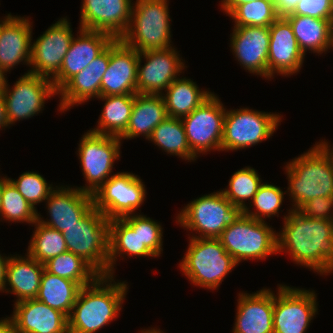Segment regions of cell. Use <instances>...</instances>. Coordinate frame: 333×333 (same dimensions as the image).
Segmentation results:
<instances>
[{
	"mask_svg": "<svg viewBox=\"0 0 333 333\" xmlns=\"http://www.w3.org/2000/svg\"><path fill=\"white\" fill-rule=\"evenodd\" d=\"M277 231V253L323 277L333 273V221L310 218L287 209Z\"/></svg>",
	"mask_w": 333,
	"mask_h": 333,
	"instance_id": "cell-1",
	"label": "cell"
},
{
	"mask_svg": "<svg viewBox=\"0 0 333 333\" xmlns=\"http://www.w3.org/2000/svg\"><path fill=\"white\" fill-rule=\"evenodd\" d=\"M115 279V276L99 275L80 289L68 317L69 333H97L116 321L129 286L128 282Z\"/></svg>",
	"mask_w": 333,
	"mask_h": 333,
	"instance_id": "cell-2",
	"label": "cell"
},
{
	"mask_svg": "<svg viewBox=\"0 0 333 333\" xmlns=\"http://www.w3.org/2000/svg\"><path fill=\"white\" fill-rule=\"evenodd\" d=\"M284 167L292 210H298L313 198L333 197L331 152L320 141L286 162Z\"/></svg>",
	"mask_w": 333,
	"mask_h": 333,
	"instance_id": "cell-3",
	"label": "cell"
},
{
	"mask_svg": "<svg viewBox=\"0 0 333 333\" xmlns=\"http://www.w3.org/2000/svg\"><path fill=\"white\" fill-rule=\"evenodd\" d=\"M188 247L178 268L199 288L217 290L237 263L218 238L188 237Z\"/></svg>",
	"mask_w": 333,
	"mask_h": 333,
	"instance_id": "cell-4",
	"label": "cell"
},
{
	"mask_svg": "<svg viewBox=\"0 0 333 333\" xmlns=\"http://www.w3.org/2000/svg\"><path fill=\"white\" fill-rule=\"evenodd\" d=\"M169 11V0L133 1L130 25L120 39L139 53L173 47Z\"/></svg>",
	"mask_w": 333,
	"mask_h": 333,
	"instance_id": "cell-5",
	"label": "cell"
},
{
	"mask_svg": "<svg viewBox=\"0 0 333 333\" xmlns=\"http://www.w3.org/2000/svg\"><path fill=\"white\" fill-rule=\"evenodd\" d=\"M268 224L239 212L218 239L238 266L248 260H264L278 254L277 232Z\"/></svg>",
	"mask_w": 333,
	"mask_h": 333,
	"instance_id": "cell-6",
	"label": "cell"
},
{
	"mask_svg": "<svg viewBox=\"0 0 333 333\" xmlns=\"http://www.w3.org/2000/svg\"><path fill=\"white\" fill-rule=\"evenodd\" d=\"M110 220L94 206L63 233L67 250L81 257L99 275H109Z\"/></svg>",
	"mask_w": 333,
	"mask_h": 333,
	"instance_id": "cell-7",
	"label": "cell"
},
{
	"mask_svg": "<svg viewBox=\"0 0 333 333\" xmlns=\"http://www.w3.org/2000/svg\"><path fill=\"white\" fill-rule=\"evenodd\" d=\"M180 210L175 222L193 238H218L240 212L220 190L197 197Z\"/></svg>",
	"mask_w": 333,
	"mask_h": 333,
	"instance_id": "cell-8",
	"label": "cell"
},
{
	"mask_svg": "<svg viewBox=\"0 0 333 333\" xmlns=\"http://www.w3.org/2000/svg\"><path fill=\"white\" fill-rule=\"evenodd\" d=\"M282 117L278 112H263L249 107L226 108L221 152L250 148L272 138L281 125Z\"/></svg>",
	"mask_w": 333,
	"mask_h": 333,
	"instance_id": "cell-9",
	"label": "cell"
},
{
	"mask_svg": "<svg viewBox=\"0 0 333 333\" xmlns=\"http://www.w3.org/2000/svg\"><path fill=\"white\" fill-rule=\"evenodd\" d=\"M121 145L122 141L117 136L90 130L85 132L79 140L77 156L86 184L76 188L93 194L114 175V163L121 158Z\"/></svg>",
	"mask_w": 333,
	"mask_h": 333,
	"instance_id": "cell-10",
	"label": "cell"
},
{
	"mask_svg": "<svg viewBox=\"0 0 333 333\" xmlns=\"http://www.w3.org/2000/svg\"><path fill=\"white\" fill-rule=\"evenodd\" d=\"M131 172H116L95 193L93 205L107 219H119L138 214L136 210L146 200V185Z\"/></svg>",
	"mask_w": 333,
	"mask_h": 333,
	"instance_id": "cell-11",
	"label": "cell"
},
{
	"mask_svg": "<svg viewBox=\"0 0 333 333\" xmlns=\"http://www.w3.org/2000/svg\"><path fill=\"white\" fill-rule=\"evenodd\" d=\"M315 290L277 285L274 293V333H306L318 314Z\"/></svg>",
	"mask_w": 333,
	"mask_h": 333,
	"instance_id": "cell-12",
	"label": "cell"
},
{
	"mask_svg": "<svg viewBox=\"0 0 333 333\" xmlns=\"http://www.w3.org/2000/svg\"><path fill=\"white\" fill-rule=\"evenodd\" d=\"M226 107L213 93L189 115L181 118L188 145L198 158L212 150L221 151Z\"/></svg>",
	"mask_w": 333,
	"mask_h": 333,
	"instance_id": "cell-13",
	"label": "cell"
},
{
	"mask_svg": "<svg viewBox=\"0 0 333 333\" xmlns=\"http://www.w3.org/2000/svg\"><path fill=\"white\" fill-rule=\"evenodd\" d=\"M2 93L9 127L20 120L39 115L46 101L58 95L52 80L29 72L21 75L11 87L7 82Z\"/></svg>",
	"mask_w": 333,
	"mask_h": 333,
	"instance_id": "cell-14",
	"label": "cell"
},
{
	"mask_svg": "<svg viewBox=\"0 0 333 333\" xmlns=\"http://www.w3.org/2000/svg\"><path fill=\"white\" fill-rule=\"evenodd\" d=\"M68 17H62L43 34L32 39L27 72L52 80L60 71L64 57L75 36ZM34 41V42H33Z\"/></svg>",
	"mask_w": 333,
	"mask_h": 333,
	"instance_id": "cell-15",
	"label": "cell"
},
{
	"mask_svg": "<svg viewBox=\"0 0 333 333\" xmlns=\"http://www.w3.org/2000/svg\"><path fill=\"white\" fill-rule=\"evenodd\" d=\"M179 53L175 46L140 52L137 64V93L162 94L179 78L187 68Z\"/></svg>",
	"mask_w": 333,
	"mask_h": 333,
	"instance_id": "cell-16",
	"label": "cell"
},
{
	"mask_svg": "<svg viewBox=\"0 0 333 333\" xmlns=\"http://www.w3.org/2000/svg\"><path fill=\"white\" fill-rule=\"evenodd\" d=\"M230 49L246 72L268 80L269 27H233Z\"/></svg>",
	"mask_w": 333,
	"mask_h": 333,
	"instance_id": "cell-17",
	"label": "cell"
},
{
	"mask_svg": "<svg viewBox=\"0 0 333 333\" xmlns=\"http://www.w3.org/2000/svg\"><path fill=\"white\" fill-rule=\"evenodd\" d=\"M133 0H82L79 27L120 39L131 21Z\"/></svg>",
	"mask_w": 333,
	"mask_h": 333,
	"instance_id": "cell-18",
	"label": "cell"
},
{
	"mask_svg": "<svg viewBox=\"0 0 333 333\" xmlns=\"http://www.w3.org/2000/svg\"><path fill=\"white\" fill-rule=\"evenodd\" d=\"M49 219L38 212L37 220L53 229L63 232L77 222L94 206L92 194L71 185H57L44 202Z\"/></svg>",
	"mask_w": 333,
	"mask_h": 333,
	"instance_id": "cell-19",
	"label": "cell"
},
{
	"mask_svg": "<svg viewBox=\"0 0 333 333\" xmlns=\"http://www.w3.org/2000/svg\"><path fill=\"white\" fill-rule=\"evenodd\" d=\"M268 53V80L275 75L290 77L303 67L305 56L301 52L293 29L285 17H279L270 27Z\"/></svg>",
	"mask_w": 333,
	"mask_h": 333,
	"instance_id": "cell-20",
	"label": "cell"
},
{
	"mask_svg": "<svg viewBox=\"0 0 333 333\" xmlns=\"http://www.w3.org/2000/svg\"><path fill=\"white\" fill-rule=\"evenodd\" d=\"M110 45L96 57L85 69L70 78L59 90L57 110L64 113L101 96V80L108 69Z\"/></svg>",
	"mask_w": 333,
	"mask_h": 333,
	"instance_id": "cell-21",
	"label": "cell"
},
{
	"mask_svg": "<svg viewBox=\"0 0 333 333\" xmlns=\"http://www.w3.org/2000/svg\"><path fill=\"white\" fill-rule=\"evenodd\" d=\"M274 292L266 287L252 293L240 291L232 333H274Z\"/></svg>",
	"mask_w": 333,
	"mask_h": 333,
	"instance_id": "cell-22",
	"label": "cell"
},
{
	"mask_svg": "<svg viewBox=\"0 0 333 333\" xmlns=\"http://www.w3.org/2000/svg\"><path fill=\"white\" fill-rule=\"evenodd\" d=\"M73 37L59 73L52 79L58 91L70 78L85 69L114 40L105 32L81 29ZM79 34V35H78Z\"/></svg>",
	"mask_w": 333,
	"mask_h": 333,
	"instance_id": "cell-23",
	"label": "cell"
},
{
	"mask_svg": "<svg viewBox=\"0 0 333 333\" xmlns=\"http://www.w3.org/2000/svg\"><path fill=\"white\" fill-rule=\"evenodd\" d=\"M139 52L121 39L110 44V61L101 80V96L137 93Z\"/></svg>",
	"mask_w": 333,
	"mask_h": 333,
	"instance_id": "cell-24",
	"label": "cell"
},
{
	"mask_svg": "<svg viewBox=\"0 0 333 333\" xmlns=\"http://www.w3.org/2000/svg\"><path fill=\"white\" fill-rule=\"evenodd\" d=\"M13 306L10 316L16 333H69L68 317L36 298L19 301Z\"/></svg>",
	"mask_w": 333,
	"mask_h": 333,
	"instance_id": "cell-25",
	"label": "cell"
},
{
	"mask_svg": "<svg viewBox=\"0 0 333 333\" xmlns=\"http://www.w3.org/2000/svg\"><path fill=\"white\" fill-rule=\"evenodd\" d=\"M26 16L13 15L0 34V66L8 73L20 64L29 67L33 23Z\"/></svg>",
	"mask_w": 333,
	"mask_h": 333,
	"instance_id": "cell-26",
	"label": "cell"
},
{
	"mask_svg": "<svg viewBox=\"0 0 333 333\" xmlns=\"http://www.w3.org/2000/svg\"><path fill=\"white\" fill-rule=\"evenodd\" d=\"M133 256L139 258H155L156 256L141 242L139 238V212L109 223V276L115 275L117 260ZM115 267V268H114Z\"/></svg>",
	"mask_w": 333,
	"mask_h": 333,
	"instance_id": "cell-27",
	"label": "cell"
},
{
	"mask_svg": "<svg viewBox=\"0 0 333 333\" xmlns=\"http://www.w3.org/2000/svg\"><path fill=\"white\" fill-rule=\"evenodd\" d=\"M44 269V264L28 253L24 256L11 254L3 293H12L16 297L14 303L36 298Z\"/></svg>",
	"mask_w": 333,
	"mask_h": 333,
	"instance_id": "cell-28",
	"label": "cell"
},
{
	"mask_svg": "<svg viewBox=\"0 0 333 333\" xmlns=\"http://www.w3.org/2000/svg\"><path fill=\"white\" fill-rule=\"evenodd\" d=\"M167 117L162 94L136 93L126 131L119 139L131 140L142 135L147 140L153 130Z\"/></svg>",
	"mask_w": 333,
	"mask_h": 333,
	"instance_id": "cell-29",
	"label": "cell"
},
{
	"mask_svg": "<svg viewBox=\"0 0 333 333\" xmlns=\"http://www.w3.org/2000/svg\"><path fill=\"white\" fill-rule=\"evenodd\" d=\"M301 52L322 55L333 46V20L302 15H287Z\"/></svg>",
	"mask_w": 333,
	"mask_h": 333,
	"instance_id": "cell-30",
	"label": "cell"
},
{
	"mask_svg": "<svg viewBox=\"0 0 333 333\" xmlns=\"http://www.w3.org/2000/svg\"><path fill=\"white\" fill-rule=\"evenodd\" d=\"M214 91L200 89L193 79L180 76L162 93L168 117L183 118L193 112Z\"/></svg>",
	"mask_w": 333,
	"mask_h": 333,
	"instance_id": "cell-31",
	"label": "cell"
},
{
	"mask_svg": "<svg viewBox=\"0 0 333 333\" xmlns=\"http://www.w3.org/2000/svg\"><path fill=\"white\" fill-rule=\"evenodd\" d=\"M135 94L100 96L104 105L97 121L90 131L98 134L120 137L127 128Z\"/></svg>",
	"mask_w": 333,
	"mask_h": 333,
	"instance_id": "cell-32",
	"label": "cell"
},
{
	"mask_svg": "<svg viewBox=\"0 0 333 333\" xmlns=\"http://www.w3.org/2000/svg\"><path fill=\"white\" fill-rule=\"evenodd\" d=\"M81 288L77 282L53 275L44 269L36 299L69 317Z\"/></svg>",
	"mask_w": 333,
	"mask_h": 333,
	"instance_id": "cell-33",
	"label": "cell"
},
{
	"mask_svg": "<svg viewBox=\"0 0 333 333\" xmlns=\"http://www.w3.org/2000/svg\"><path fill=\"white\" fill-rule=\"evenodd\" d=\"M147 140L170 156H178L177 158L188 162H194L198 159L188 145L180 118L167 117L153 130Z\"/></svg>",
	"mask_w": 333,
	"mask_h": 333,
	"instance_id": "cell-34",
	"label": "cell"
},
{
	"mask_svg": "<svg viewBox=\"0 0 333 333\" xmlns=\"http://www.w3.org/2000/svg\"><path fill=\"white\" fill-rule=\"evenodd\" d=\"M32 226L34 227L33 235L26 249L32 258L44 264L49 259L68 251L62 232L38 220Z\"/></svg>",
	"mask_w": 333,
	"mask_h": 333,
	"instance_id": "cell-35",
	"label": "cell"
},
{
	"mask_svg": "<svg viewBox=\"0 0 333 333\" xmlns=\"http://www.w3.org/2000/svg\"><path fill=\"white\" fill-rule=\"evenodd\" d=\"M53 275L77 282L81 287L91 284L99 274L81 257L66 251L44 263Z\"/></svg>",
	"mask_w": 333,
	"mask_h": 333,
	"instance_id": "cell-36",
	"label": "cell"
},
{
	"mask_svg": "<svg viewBox=\"0 0 333 333\" xmlns=\"http://www.w3.org/2000/svg\"><path fill=\"white\" fill-rule=\"evenodd\" d=\"M262 183L258 171L250 166H245L235 171L229 179L228 186L220 191L242 212L248 206V202L252 201ZM247 200L248 202H246Z\"/></svg>",
	"mask_w": 333,
	"mask_h": 333,
	"instance_id": "cell-37",
	"label": "cell"
},
{
	"mask_svg": "<svg viewBox=\"0 0 333 333\" xmlns=\"http://www.w3.org/2000/svg\"><path fill=\"white\" fill-rule=\"evenodd\" d=\"M285 194H287V191H282L280 186L263 182L252 201L248 203L249 206H246L242 212L251 218L265 222L266 218L279 217Z\"/></svg>",
	"mask_w": 333,
	"mask_h": 333,
	"instance_id": "cell-38",
	"label": "cell"
},
{
	"mask_svg": "<svg viewBox=\"0 0 333 333\" xmlns=\"http://www.w3.org/2000/svg\"><path fill=\"white\" fill-rule=\"evenodd\" d=\"M37 218L38 210L33 208L8 180L2 190L0 221L33 225Z\"/></svg>",
	"mask_w": 333,
	"mask_h": 333,
	"instance_id": "cell-39",
	"label": "cell"
},
{
	"mask_svg": "<svg viewBox=\"0 0 333 333\" xmlns=\"http://www.w3.org/2000/svg\"><path fill=\"white\" fill-rule=\"evenodd\" d=\"M229 17L233 27H270L278 18L273 0H258L239 5Z\"/></svg>",
	"mask_w": 333,
	"mask_h": 333,
	"instance_id": "cell-40",
	"label": "cell"
},
{
	"mask_svg": "<svg viewBox=\"0 0 333 333\" xmlns=\"http://www.w3.org/2000/svg\"><path fill=\"white\" fill-rule=\"evenodd\" d=\"M14 185L25 200L37 210V206L45 202L51 192L57 187L46 179L37 171H25L19 175L18 179L7 177Z\"/></svg>",
	"mask_w": 333,
	"mask_h": 333,
	"instance_id": "cell-41",
	"label": "cell"
},
{
	"mask_svg": "<svg viewBox=\"0 0 333 333\" xmlns=\"http://www.w3.org/2000/svg\"><path fill=\"white\" fill-rule=\"evenodd\" d=\"M163 233L161 223L139 213V238L156 258L163 253Z\"/></svg>",
	"mask_w": 333,
	"mask_h": 333,
	"instance_id": "cell-42",
	"label": "cell"
},
{
	"mask_svg": "<svg viewBox=\"0 0 333 333\" xmlns=\"http://www.w3.org/2000/svg\"><path fill=\"white\" fill-rule=\"evenodd\" d=\"M289 15L333 20V0H300L294 12Z\"/></svg>",
	"mask_w": 333,
	"mask_h": 333,
	"instance_id": "cell-43",
	"label": "cell"
},
{
	"mask_svg": "<svg viewBox=\"0 0 333 333\" xmlns=\"http://www.w3.org/2000/svg\"><path fill=\"white\" fill-rule=\"evenodd\" d=\"M298 211L307 217L333 221V197H317L303 204Z\"/></svg>",
	"mask_w": 333,
	"mask_h": 333,
	"instance_id": "cell-44",
	"label": "cell"
},
{
	"mask_svg": "<svg viewBox=\"0 0 333 333\" xmlns=\"http://www.w3.org/2000/svg\"><path fill=\"white\" fill-rule=\"evenodd\" d=\"M300 0H273L276 12L279 17L292 14Z\"/></svg>",
	"mask_w": 333,
	"mask_h": 333,
	"instance_id": "cell-45",
	"label": "cell"
},
{
	"mask_svg": "<svg viewBox=\"0 0 333 333\" xmlns=\"http://www.w3.org/2000/svg\"><path fill=\"white\" fill-rule=\"evenodd\" d=\"M253 1L258 0H221L219 1V3H221L219 6H221V10L229 16L239 5Z\"/></svg>",
	"mask_w": 333,
	"mask_h": 333,
	"instance_id": "cell-46",
	"label": "cell"
},
{
	"mask_svg": "<svg viewBox=\"0 0 333 333\" xmlns=\"http://www.w3.org/2000/svg\"><path fill=\"white\" fill-rule=\"evenodd\" d=\"M11 254L6 256V254L0 253V293H3V289L6 283L7 266L10 260Z\"/></svg>",
	"mask_w": 333,
	"mask_h": 333,
	"instance_id": "cell-47",
	"label": "cell"
},
{
	"mask_svg": "<svg viewBox=\"0 0 333 333\" xmlns=\"http://www.w3.org/2000/svg\"><path fill=\"white\" fill-rule=\"evenodd\" d=\"M6 128H10L9 121L7 118L6 106H5V100L3 97V93H0V131L6 130Z\"/></svg>",
	"mask_w": 333,
	"mask_h": 333,
	"instance_id": "cell-48",
	"label": "cell"
},
{
	"mask_svg": "<svg viewBox=\"0 0 333 333\" xmlns=\"http://www.w3.org/2000/svg\"><path fill=\"white\" fill-rule=\"evenodd\" d=\"M0 333H16L11 316L0 318Z\"/></svg>",
	"mask_w": 333,
	"mask_h": 333,
	"instance_id": "cell-49",
	"label": "cell"
},
{
	"mask_svg": "<svg viewBox=\"0 0 333 333\" xmlns=\"http://www.w3.org/2000/svg\"><path fill=\"white\" fill-rule=\"evenodd\" d=\"M8 81L7 72L0 66V93L4 91Z\"/></svg>",
	"mask_w": 333,
	"mask_h": 333,
	"instance_id": "cell-50",
	"label": "cell"
},
{
	"mask_svg": "<svg viewBox=\"0 0 333 333\" xmlns=\"http://www.w3.org/2000/svg\"><path fill=\"white\" fill-rule=\"evenodd\" d=\"M140 333H166L164 331H162L160 328H157V327H149V328H144L142 330L139 331Z\"/></svg>",
	"mask_w": 333,
	"mask_h": 333,
	"instance_id": "cell-51",
	"label": "cell"
},
{
	"mask_svg": "<svg viewBox=\"0 0 333 333\" xmlns=\"http://www.w3.org/2000/svg\"><path fill=\"white\" fill-rule=\"evenodd\" d=\"M13 15L11 13H7V15L2 16L3 18L0 17V34L2 31V28L4 24L12 17Z\"/></svg>",
	"mask_w": 333,
	"mask_h": 333,
	"instance_id": "cell-52",
	"label": "cell"
},
{
	"mask_svg": "<svg viewBox=\"0 0 333 333\" xmlns=\"http://www.w3.org/2000/svg\"><path fill=\"white\" fill-rule=\"evenodd\" d=\"M0 176V208H1V199H2V190H3V185L8 181L7 176Z\"/></svg>",
	"mask_w": 333,
	"mask_h": 333,
	"instance_id": "cell-53",
	"label": "cell"
},
{
	"mask_svg": "<svg viewBox=\"0 0 333 333\" xmlns=\"http://www.w3.org/2000/svg\"><path fill=\"white\" fill-rule=\"evenodd\" d=\"M326 139H320L319 141L331 152V157H332V161H333V146L330 147L331 145H329L330 143L326 140Z\"/></svg>",
	"mask_w": 333,
	"mask_h": 333,
	"instance_id": "cell-54",
	"label": "cell"
}]
</instances>
